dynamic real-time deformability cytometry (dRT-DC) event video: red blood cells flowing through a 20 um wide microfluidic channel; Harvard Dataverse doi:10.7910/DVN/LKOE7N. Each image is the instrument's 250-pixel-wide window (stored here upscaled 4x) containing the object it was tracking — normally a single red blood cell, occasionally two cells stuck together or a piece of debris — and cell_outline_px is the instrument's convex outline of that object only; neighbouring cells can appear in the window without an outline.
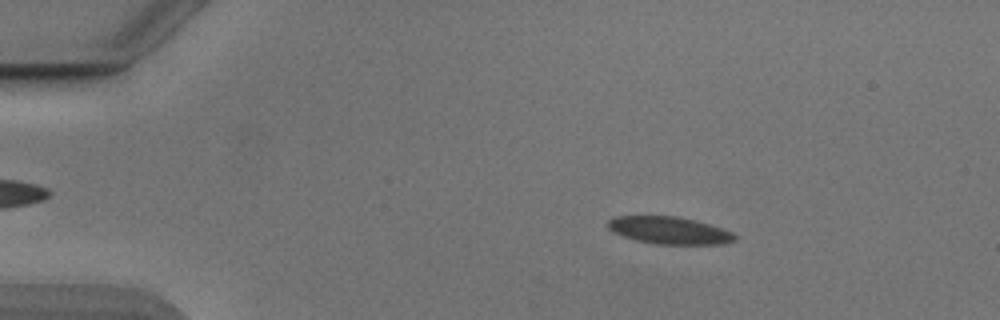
{"species": "Egyptian fruit bat (a non-hibernating species)", "species_latin": "Rousettus aegyptiacus", "temperature_condition": "cold", "stored_images_in_passage": 38, "camera_frame_rate_fps": 3000, "um_per_image_px": 0.085, "animal": {"sex": "male"}, "frame": {"image": 1, "passage_image": 9, "time_ms": 2.667, "image_size_px": [1000, 320], "cell_outline_px": [[736, 240], [724, 244], [656, 244], [636, 240], [612, 232], [608, 228], [608, 220], [616, 216], [676, 216], [708, 224], [732, 232], [736, 236]], "centroid_in_image_um": [56.87, 19.59], "position_along_channel_um": 28.1, "area_um2": 20.0}}
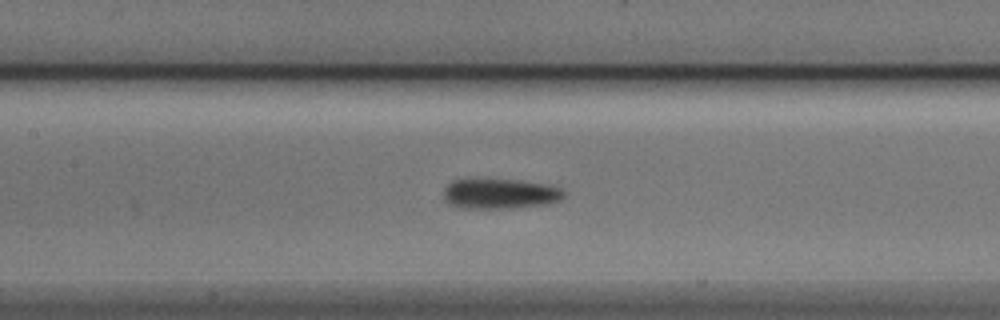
{"frame": {"image": 2, "passage_image": 25, "time_ms": 8.0, "image_size_px": [1000, 320], "cell_outline_px": [[564, 196], [560, 200], [548, 204], [512, 208], [464, 208], [452, 204], [444, 200], [444, 188], [452, 180], [468, 176], [476, 176], [516, 180], [544, 184], [560, 188], [564, 192]], "centroid_in_image_um": [42.42, 16.42], "position_along_channel_um": 165.0, "area_um2": 21.85}}
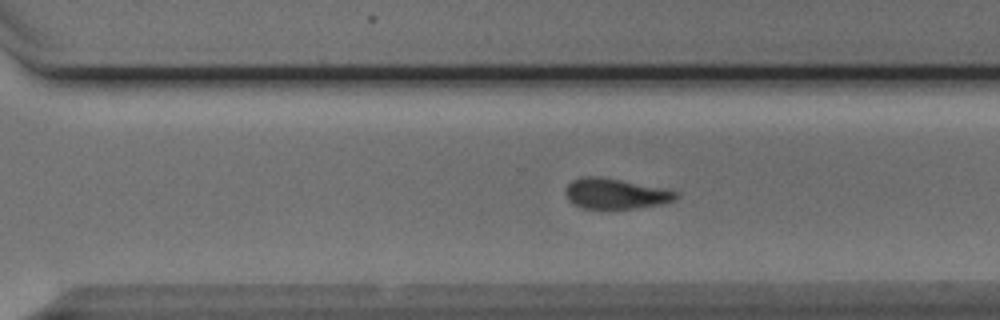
{"frame": {"image": 3, "passage_image": 37, "time_ms": 12.0, "image_size_px": [1000, 320], "cell_outline_px": [[680, 196], [676, 200], [660, 204], [636, 208], [584, 208], [572, 204], [568, 200], [564, 192], [564, 188], [572, 180], [584, 176], [596, 176], [668, 188], [680, 192]], "centroid_in_image_um": [52.35, 16.45], "position_along_channel_um": 318.3, "area_um2": 19.83}}